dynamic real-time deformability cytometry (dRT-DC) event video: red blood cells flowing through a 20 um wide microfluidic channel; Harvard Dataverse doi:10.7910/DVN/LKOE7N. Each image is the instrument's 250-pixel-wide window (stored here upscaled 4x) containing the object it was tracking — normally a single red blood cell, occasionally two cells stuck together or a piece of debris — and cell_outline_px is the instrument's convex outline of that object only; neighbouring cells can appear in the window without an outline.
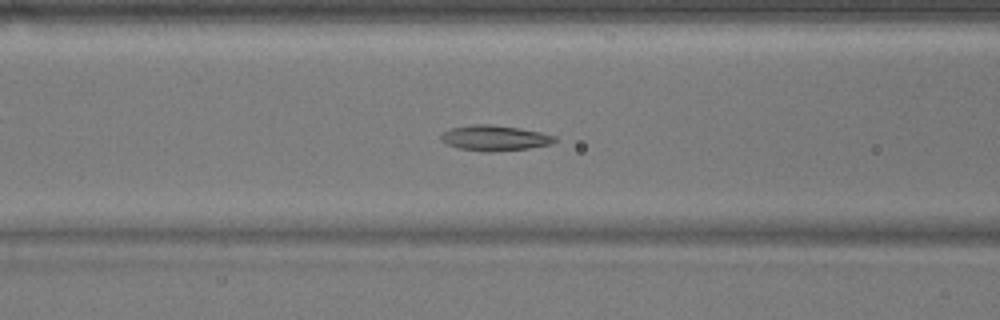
{"species": "common noctule bat (a hibernating species)", "species_latin": "Nyctalus noctula", "temperature_condition": "warm", "stored_images_in_passage": 52, "camera_frame_rate_fps": 3000, "um_per_image_px": 0.085, "animal": {"sex": "male", "body_mass_g": 17.9}, "frame": {"image": 1, "passage_image": 20, "time_ms": 6.333, "image_size_px": [1000, 320], "cell_outline_px": [[556, 140], [552, 144], [528, 148], [492, 152], [484, 152], [460, 148], [448, 144], [440, 140], [440, 136], [444, 132], [452, 128], [476, 124], [488, 124], [520, 128], [540, 132], [556, 136]], "centroid_in_image_um": [42.07, 11.73], "position_along_channel_um": 124.5, "area_um2": 16.7}}
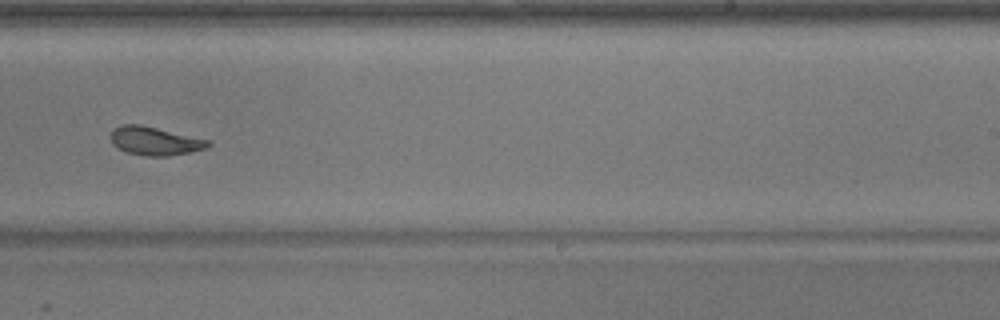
{"frame": {"image": 2, "passage_image": 32, "time_ms": 10.333, "image_size_px": [1000, 320], "cell_outline_px": [[212, 144], [204, 148], [192, 152], [168, 156], [148, 156], [128, 152], [112, 144], [112, 128], [120, 124], [140, 124], [212, 140]], "centroid_in_image_um": [13.2, 11.97], "position_along_channel_um": 275.8, "area_um2": 16.18}}
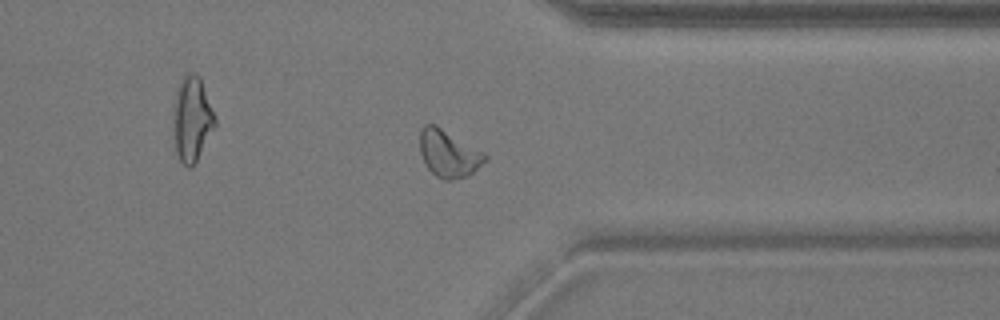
{"frame": {"image": 3, "passage_image": 40, "time_ms": 13.0, "image_size_px": [1000, 320], "cell_outline_px": [[488, 160], [468, 176], [452, 180], [444, 180], [436, 176], [424, 164], [420, 152], [420, 128], [424, 124], [436, 124], [484, 152], [488, 156]], "centroid_in_image_um": [38.13, 13.05], "position_along_channel_um": 373.3, "area_um2": 18.15}, "authors_computed_cell_mechanics": {"area_um2": 17.3689, "velocity_mm_per_s": 3.7982, "shape_relaxation_time_tau1_ms": 3.9693, "shape_relaxation_time_tau2_ms": 5.2654, "deformation_change_tau1": 0.1494, "deformation_change_tau2": 0.0952}}